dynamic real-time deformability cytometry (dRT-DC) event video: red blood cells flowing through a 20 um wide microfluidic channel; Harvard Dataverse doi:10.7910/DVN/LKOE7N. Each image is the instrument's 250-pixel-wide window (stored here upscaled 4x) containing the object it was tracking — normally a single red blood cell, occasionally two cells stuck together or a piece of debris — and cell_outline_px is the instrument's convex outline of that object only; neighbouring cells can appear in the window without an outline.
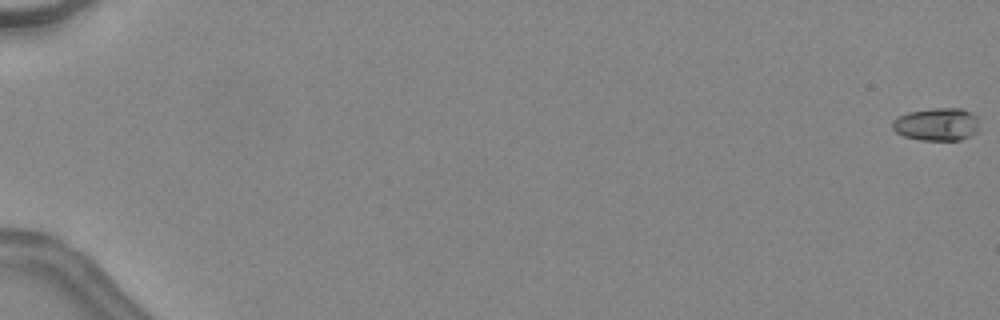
{"species": "common noctule bat (a hibernating species)", "species_latin": "Nyctalus noctula", "temperature_condition": "warm", "stored_images_in_passage": 12, "camera_frame_rate_fps": 3000, "um_per_image_px": 0.085, "animal": {"sex": "female", "body_mass_g": 24.6, "forearm_length_mm": 56.2}, "frame": {"image": 1, "passage_image": 1, "time_ms": 0.0, "image_size_px": [1000, 320], "cell_outline_px": [[976, 132], [960, 140], [920, 140], [904, 136], [896, 132], [892, 128], [892, 120], [908, 112], [932, 108], [960, 108], [976, 116]], "centroid_in_image_um": [79.57, 10.57], "position_along_channel_um": 5.4, "area_um2": 16.36}}